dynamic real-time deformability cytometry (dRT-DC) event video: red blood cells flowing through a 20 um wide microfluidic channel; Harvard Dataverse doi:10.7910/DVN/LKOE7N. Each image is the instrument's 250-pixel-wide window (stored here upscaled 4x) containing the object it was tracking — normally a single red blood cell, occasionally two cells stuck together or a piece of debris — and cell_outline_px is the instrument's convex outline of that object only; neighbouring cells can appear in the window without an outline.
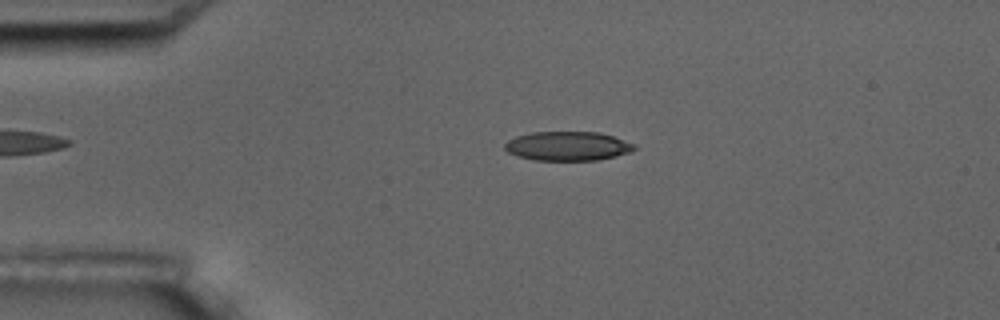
{"species": "common noctule bat (a hibernating species)", "species_latin": "Nyctalus noctula", "temperature_condition": "room temperature", "stored_images_in_passage": 4, "camera_frame_rate_fps": 3000, "um_per_image_px": 0.085, "animal": {"sex": "male", "body_mass_g": 17.5, "forearm_length_mm": 52.3}, "frame": {"image": 1, "passage_image": 3, "time_ms": 2.333, "image_size_px": [1000, 320], "cell_outline_px": [[636, 148], [628, 152], [616, 156], [596, 160], [536, 160], [516, 156], [508, 152], [504, 148], [504, 144], [508, 140], [516, 136], [532, 132], [600, 132], [636, 144]], "centroid_in_image_um": [48.23, 12.41], "position_along_channel_um": 36.8, "area_um2": 21.96}}